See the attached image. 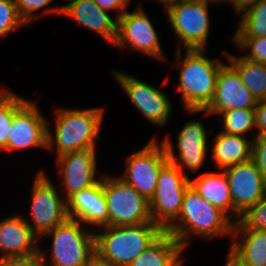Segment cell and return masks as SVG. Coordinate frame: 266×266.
Instances as JSON below:
<instances>
[{"label": "cell", "instance_id": "cell-1", "mask_svg": "<svg viewBox=\"0 0 266 266\" xmlns=\"http://www.w3.org/2000/svg\"><path fill=\"white\" fill-rule=\"evenodd\" d=\"M102 228L104 233H95V250L112 266H128L165 232L154 222Z\"/></svg>", "mask_w": 266, "mask_h": 266}, {"label": "cell", "instance_id": "cell-2", "mask_svg": "<svg viewBox=\"0 0 266 266\" xmlns=\"http://www.w3.org/2000/svg\"><path fill=\"white\" fill-rule=\"evenodd\" d=\"M178 219L166 232L172 234L183 248L187 246L189 235L211 238L217 235L233 233L231 218L221 209L213 206L201 197L191 186L186 189Z\"/></svg>", "mask_w": 266, "mask_h": 266}, {"label": "cell", "instance_id": "cell-3", "mask_svg": "<svg viewBox=\"0 0 266 266\" xmlns=\"http://www.w3.org/2000/svg\"><path fill=\"white\" fill-rule=\"evenodd\" d=\"M203 49L186 50L179 63V90L184 109L191 113L205 110L214 98L216 78L222 63L204 57Z\"/></svg>", "mask_w": 266, "mask_h": 266}, {"label": "cell", "instance_id": "cell-4", "mask_svg": "<svg viewBox=\"0 0 266 266\" xmlns=\"http://www.w3.org/2000/svg\"><path fill=\"white\" fill-rule=\"evenodd\" d=\"M103 108L56 111L55 143L57 158L63 154L95 149Z\"/></svg>", "mask_w": 266, "mask_h": 266}, {"label": "cell", "instance_id": "cell-5", "mask_svg": "<svg viewBox=\"0 0 266 266\" xmlns=\"http://www.w3.org/2000/svg\"><path fill=\"white\" fill-rule=\"evenodd\" d=\"M103 191L108 209V226L153 222L149 201L121 178L103 175Z\"/></svg>", "mask_w": 266, "mask_h": 266}, {"label": "cell", "instance_id": "cell-6", "mask_svg": "<svg viewBox=\"0 0 266 266\" xmlns=\"http://www.w3.org/2000/svg\"><path fill=\"white\" fill-rule=\"evenodd\" d=\"M190 179L168 162L159 172L154 195L149 201L152 221L166 231L179 217Z\"/></svg>", "mask_w": 266, "mask_h": 266}, {"label": "cell", "instance_id": "cell-7", "mask_svg": "<svg viewBox=\"0 0 266 266\" xmlns=\"http://www.w3.org/2000/svg\"><path fill=\"white\" fill-rule=\"evenodd\" d=\"M82 228L79 220L67 218L44 234L53 236L51 266H83L96 253L95 233Z\"/></svg>", "mask_w": 266, "mask_h": 266}, {"label": "cell", "instance_id": "cell-8", "mask_svg": "<svg viewBox=\"0 0 266 266\" xmlns=\"http://www.w3.org/2000/svg\"><path fill=\"white\" fill-rule=\"evenodd\" d=\"M166 10L169 22L185 49L205 50L210 28L208 5L199 0H180Z\"/></svg>", "mask_w": 266, "mask_h": 266}, {"label": "cell", "instance_id": "cell-9", "mask_svg": "<svg viewBox=\"0 0 266 266\" xmlns=\"http://www.w3.org/2000/svg\"><path fill=\"white\" fill-rule=\"evenodd\" d=\"M127 160L126 175L120 178L150 201L156 190L159 172L169 162L163 143L159 147L152 139Z\"/></svg>", "mask_w": 266, "mask_h": 266}, {"label": "cell", "instance_id": "cell-10", "mask_svg": "<svg viewBox=\"0 0 266 266\" xmlns=\"http://www.w3.org/2000/svg\"><path fill=\"white\" fill-rule=\"evenodd\" d=\"M35 177L30 209L35 227L31 228L40 237L68 218L67 202L59 197L55 186L43 171Z\"/></svg>", "mask_w": 266, "mask_h": 266}, {"label": "cell", "instance_id": "cell-11", "mask_svg": "<svg viewBox=\"0 0 266 266\" xmlns=\"http://www.w3.org/2000/svg\"><path fill=\"white\" fill-rule=\"evenodd\" d=\"M36 104L26 101L14 114L7 138V151L26 147H53V139Z\"/></svg>", "mask_w": 266, "mask_h": 266}, {"label": "cell", "instance_id": "cell-12", "mask_svg": "<svg viewBox=\"0 0 266 266\" xmlns=\"http://www.w3.org/2000/svg\"><path fill=\"white\" fill-rule=\"evenodd\" d=\"M118 20L117 38L114 45L142 51L146 55L164 59L157 33L143 10L125 12Z\"/></svg>", "mask_w": 266, "mask_h": 266}, {"label": "cell", "instance_id": "cell-13", "mask_svg": "<svg viewBox=\"0 0 266 266\" xmlns=\"http://www.w3.org/2000/svg\"><path fill=\"white\" fill-rule=\"evenodd\" d=\"M135 108L151 123L164 125L171 113L168 97L157 88L128 74L113 71Z\"/></svg>", "mask_w": 266, "mask_h": 266}, {"label": "cell", "instance_id": "cell-14", "mask_svg": "<svg viewBox=\"0 0 266 266\" xmlns=\"http://www.w3.org/2000/svg\"><path fill=\"white\" fill-rule=\"evenodd\" d=\"M224 171L227 174L233 208L242 215L264 196L266 184L252 159L224 168Z\"/></svg>", "mask_w": 266, "mask_h": 266}, {"label": "cell", "instance_id": "cell-15", "mask_svg": "<svg viewBox=\"0 0 266 266\" xmlns=\"http://www.w3.org/2000/svg\"><path fill=\"white\" fill-rule=\"evenodd\" d=\"M258 101L243 84L238 70L230 65H222L216 78L214 98L203 110L206 115L233 109L255 108Z\"/></svg>", "mask_w": 266, "mask_h": 266}, {"label": "cell", "instance_id": "cell-16", "mask_svg": "<svg viewBox=\"0 0 266 266\" xmlns=\"http://www.w3.org/2000/svg\"><path fill=\"white\" fill-rule=\"evenodd\" d=\"M177 139L179 162L176 160L172 143L169 139L164 140L163 145L169 162L176 165L182 173H185L183 166L190 170V172L199 170L204 162L207 151L206 131L201 122L193 120L186 123L179 132Z\"/></svg>", "mask_w": 266, "mask_h": 266}, {"label": "cell", "instance_id": "cell-17", "mask_svg": "<svg viewBox=\"0 0 266 266\" xmlns=\"http://www.w3.org/2000/svg\"><path fill=\"white\" fill-rule=\"evenodd\" d=\"M95 153V149H84L63 154L57 158V162L60 164L58 170L63 173L67 200L75 193L99 181L94 178L96 173Z\"/></svg>", "mask_w": 266, "mask_h": 266}, {"label": "cell", "instance_id": "cell-18", "mask_svg": "<svg viewBox=\"0 0 266 266\" xmlns=\"http://www.w3.org/2000/svg\"><path fill=\"white\" fill-rule=\"evenodd\" d=\"M48 12H57L71 17L80 25L97 32L100 37L114 44L117 38L118 20H112L94 0H73L61 7L47 8Z\"/></svg>", "mask_w": 266, "mask_h": 266}, {"label": "cell", "instance_id": "cell-19", "mask_svg": "<svg viewBox=\"0 0 266 266\" xmlns=\"http://www.w3.org/2000/svg\"><path fill=\"white\" fill-rule=\"evenodd\" d=\"M67 202L68 218L97 226H108L103 179L72 195Z\"/></svg>", "mask_w": 266, "mask_h": 266}, {"label": "cell", "instance_id": "cell-20", "mask_svg": "<svg viewBox=\"0 0 266 266\" xmlns=\"http://www.w3.org/2000/svg\"><path fill=\"white\" fill-rule=\"evenodd\" d=\"M33 225L22 216H11L0 222L1 258L35 255L41 249L36 246Z\"/></svg>", "mask_w": 266, "mask_h": 266}, {"label": "cell", "instance_id": "cell-21", "mask_svg": "<svg viewBox=\"0 0 266 266\" xmlns=\"http://www.w3.org/2000/svg\"><path fill=\"white\" fill-rule=\"evenodd\" d=\"M190 186L206 201L221 209L230 218L233 214L240 219V215L233 208V200L230 193L227 174L203 173L194 180H190Z\"/></svg>", "mask_w": 266, "mask_h": 266}, {"label": "cell", "instance_id": "cell-22", "mask_svg": "<svg viewBox=\"0 0 266 266\" xmlns=\"http://www.w3.org/2000/svg\"><path fill=\"white\" fill-rule=\"evenodd\" d=\"M183 247L174 236L164 232L128 266H181Z\"/></svg>", "mask_w": 266, "mask_h": 266}, {"label": "cell", "instance_id": "cell-23", "mask_svg": "<svg viewBox=\"0 0 266 266\" xmlns=\"http://www.w3.org/2000/svg\"><path fill=\"white\" fill-rule=\"evenodd\" d=\"M253 141L245 140L241 135L220 132L214 138L212 158L218 169H224L252 159Z\"/></svg>", "mask_w": 266, "mask_h": 266}, {"label": "cell", "instance_id": "cell-24", "mask_svg": "<svg viewBox=\"0 0 266 266\" xmlns=\"http://www.w3.org/2000/svg\"><path fill=\"white\" fill-rule=\"evenodd\" d=\"M238 234L241 241H232L229 253L244 266H266V231L233 230L232 237Z\"/></svg>", "mask_w": 266, "mask_h": 266}, {"label": "cell", "instance_id": "cell-25", "mask_svg": "<svg viewBox=\"0 0 266 266\" xmlns=\"http://www.w3.org/2000/svg\"><path fill=\"white\" fill-rule=\"evenodd\" d=\"M226 54L231 64L240 73L243 84L249 89L255 99L257 101L266 99V64Z\"/></svg>", "mask_w": 266, "mask_h": 266}, {"label": "cell", "instance_id": "cell-26", "mask_svg": "<svg viewBox=\"0 0 266 266\" xmlns=\"http://www.w3.org/2000/svg\"><path fill=\"white\" fill-rule=\"evenodd\" d=\"M241 17L242 21L234 37L266 36V0L259 2Z\"/></svg>", "mask_w": 266, "mask_h": 266}, {"label": "cell", "instance_id": "cell-27", "mask_svg": "<svg viewBox=\"0 0 266 266\" xmlns=\"http://www.w3.org/2000/svg\"><path fill=\"white\" fill-rule=\"evenodd\" d=\"M27 100L2 89L0 92V149L7 150V138L15 112Z\"/></svg>", "mask_w": 266, "mask_h": 266}, {"label": "cell", "instance_id": "cell-28", "mask_svg": "<svg viewBox=\"0 0 266 266\" xmlns=\"http://www.w3.org/2000/svg\"><path fill=\"white\" fill-rule=\"evenodd\" d=\"M223 118L222 132L241 135L256 127L255 108L233 109L219 113Z\"/></svg>", "mask_w": 266, "mask_h": 266}, {"label": "cell", "instance_id": "cell-29", "mask_svg": "<svg viewBox=\"0 0 266 266\" xmlns=\"http://www.w3.org/2000/svg\"><path fill=\"white\" fill-rule=\"evenodd\" d=\"M234 223L233 230L266 231V191L264 196L240 215V219L235 220Z\"/></svg>", "mask_w": 266, "mask_h": 266}, {"label": "cell", "instance_id": "cell-30", "mask_svg": "<svg viewBox=\"0 0 266 266\" xmlns=\"http://www.w3.org/2000/svg\"><path fill=\"white\" fill-rule=\"evenodd\" d=\"M22 25L26 23L18 14L14 0H0V37Z\"/></svg>", "mask_w": 266, "mask_h": 266}, {"label": "cell", "instance_id": "cell-31", "mask_svg": "<svg viewBox=\"0 0 266 266\" xmlns=\"http://www.w3.org/2000/svg\"><path fill=\"white\" fill-rule=\"evenodd\" d=\"M234 41L241 49L250 47V54L243 58L266 64V36L265 37H234Z\"/></svg>", "mask_w": 266, "mask_h": 266}, {"label": "cell", "instance_id": "cell-32", "mask_svg": "<svg viewBox=\"0 0 266 266\" xmlns=\"http://www.w3.org/2000/svg\"><path fill=\"white\" fill-rule=\"evenodd\" d=\"M53 0H14L16 9L22 20L27 24L36 20L33 12L48 5Z\"/></svg>", "mask_w": 266, "mask_h": 266}, {"label": "cell", "instance_id": "cell-33", "mask_svg": "<svg viewBox=\"0 0 266 266\" xmlns=\"http://www.w3.org/2000/svg\"><path fill=\"white\" fill-rule=\"evenodd\" d=\"M252 141V160L258 167L266 184V135H259Z\"/></svg>", "mask_w": 266, "mask_h": 266}, {"label": "cell", "instance_id": "cell-34", "mask_svg": "<svg viewBox=\"0 0 266 266\" xmlns=\"http://www.w3.org/2000/svg\"><path fill=\"white\" fill-rule=\"evenodd\" d=\"M44 252L35 255L0 258V266H47Z\"/></svg>", "mask_w": 266, "mask_h": 266}, {"label": "cell", "instance_id": "cell-35", "mask_svg": "<svg viewBox=\"0 0 266 266\" xmlns=\"http://www.w3.org/2000/svg\"><path fill=\"white\" fill-rule=\"evenodd\" d=\"M256 127L259 135H266V99L258 101L255 107Z\"/></svg>", "mask_w": 266, "mask_h": 266}, {"label": "cell", "instance_id": "cell-36", "mask_svg": "<svg viewBox=\"0 0 266 266\" xmlns=\"http://www.w3.org/2000/svg\"><path fill=\"white\" fill-rule=\"evenodd\" d=\"M95 3L100 7L102 10L108 11L112 9H118L116 19L120 18L126 11L124 8L130 3V0H94ZM123 9V11H122Z\"/></svg>", "mask_w": 266, "mask_h": 266}, {"label": "cell", "instance_id": "cell-37", "mask_svg": "<svg viewBox=\"0 0 266 266\" xmlns=\"http://www.w3.org/2000/svg\"><path fill=\"white\" fill-rule=\"evenodd\" d=\"M261 1L262 0H230L229 3L232 4L231 6L236 10V13L243 15Z\"/></svg>", "mask_w": 266, "mask_h": 266}, {"label": "cell", "instance_id": "cell-38", "mask_svg": "<svg viewBox=\"0 0 266 266\" xmlns=\"http://www.w3.org/2000/svg\"><path fill=\"white\" fill-rule=\"evenodd\" d=\"M83 266H112L97 253L93 254Z\"/></svg>", "mask_w": 266, "mask_h": 266}, {"label": "cell", "instance_id": "cell-39", "mask_svg": "<svg viewBox=\"0 0 266 266\" xmlns=\"http://www.w3.org/2000/svg\"><path fill=\"white\" fill-rule=\"evenodd\" d=\"M227 261L225 266H244L242 265L235 257H233L230 253L227 257Z\"/></svg>", "mask_w": 266, "mask_h": 266}, {"label": "cell", "instance_id": "cell-40", "mask_svg": "<svg viewBox=\"0 0 266 266\" xmlns=\"http://www.w3.org/2000/svg\"><path fill=\"white\" fill-rule=\"evenodd\" d=\"M158 1H162V3L164 2L163 4H165V8L167 9L171 4L180 0H158Z\"/></svg>", "mask_w": 266, "mask_h": 266}, {"label": "cell", "instance_id": "cell-41", "mask_svg": "<svg viewBox=\"0 0 266 266\" xmlns=\"http://www.w3.org/2000/svg\"><path fill=\"white\" fill-rule=\"evenodd\" d=\"M200 2H202L203 4L207 5L209 1L211 2H217L220 0H199ZM226 1H230V0H221V2H226Z\"/></svg>", "mask_w": 266, "mask_h": 266}]
</instances>
